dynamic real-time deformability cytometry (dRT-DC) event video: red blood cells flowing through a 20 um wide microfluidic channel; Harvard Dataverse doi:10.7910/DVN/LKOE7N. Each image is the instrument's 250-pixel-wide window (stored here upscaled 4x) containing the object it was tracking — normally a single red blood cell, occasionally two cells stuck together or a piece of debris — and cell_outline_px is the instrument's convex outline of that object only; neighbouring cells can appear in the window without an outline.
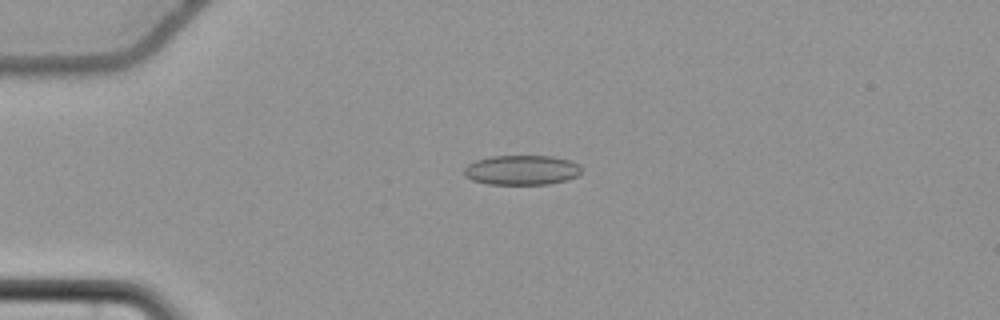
{"species": "common noctule bat (a hibernating species)", "species_latin": "Nyctalus noctula", "temperature_condition": "cold", "stored_images_in_passage": 57, "camera_frame_rate_fps": 3000, "um_per_image_px": 0.085, "animal": {"sex": "female", "body_mass_g": 22.7, "forearm_length_mm": 54.2}, "frame": {"image": 1, "passage_image": 15, "time_ms": 4.667, "image_size_px": [1000, 320], "cell_outline_px": [[580, 172], [576, 176], [568, 180], [548, 184], [488, 184], [472, 180], [464, 176], [464, 168], [468, 164], [476, 160], [492, 156], [552, 156], [568, 160], [576, 164], [580, 168]], "centroid_in_image_um": [44.3, 14.46], "position_along_channel_um": 40.7, "area_um2": 20.23}}
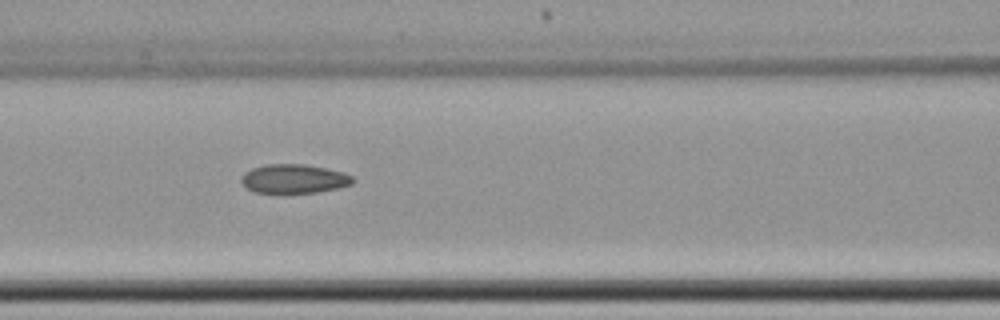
{"frame": {"image": 2, "passage_image": 26, "time_ms": 8.333, "image_size_px": [1000, 320], "cell_outline_px": [[356, 180], [352, 184], [340, 188], [316, 192], [256, 192], [248, 188], [240, 180], [244, 172], [252, 168], [268, 164], [304, 164], [344, 172], [352, 176]], "centroid_in_image_um": [25.03, 15.18], "position_along_channel_um": 141.6, "area_um2": 18.67}}
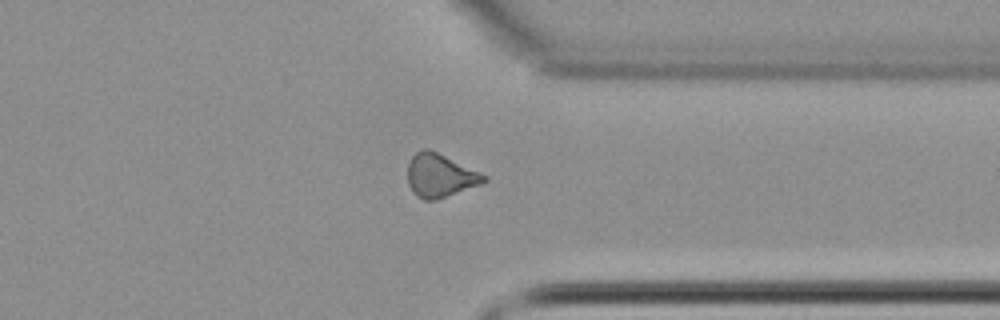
{"frame": {"image": 3, "passage_image": 45, "time_ms": 14.667, "image_size_px": [1000, 320], "cell_outline_px": [[488, 180], [480, 184], [436, 200], [424, 200], [416, 196], [408, 184], [408, 164], [412, 156], [416, 152], [424, 148], [428, 148], [480, 172], [488, 176]], "centroid_in_image_um": [37.39, 14.92], "position_along_channel_um": 374.0, "area_um2": 19.13}}